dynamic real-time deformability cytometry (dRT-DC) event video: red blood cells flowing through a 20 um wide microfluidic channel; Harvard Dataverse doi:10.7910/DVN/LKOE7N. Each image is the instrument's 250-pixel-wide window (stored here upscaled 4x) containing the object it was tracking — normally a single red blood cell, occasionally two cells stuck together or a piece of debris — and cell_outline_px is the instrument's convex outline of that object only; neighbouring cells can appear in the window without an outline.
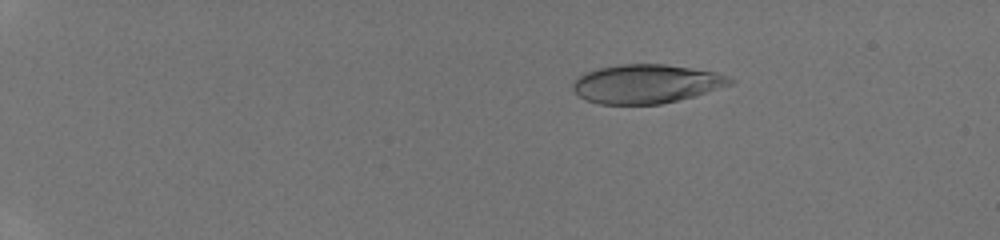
{"species": "human", "species_latin": "Homo sapiens", "temperature_condition": "room temperature", "stored_images_in_passage": 39, "camera_frame_rate_fps": 3000, "um_per_image_px": 0.085, "donor": {"sex": "male"}, "frame": {"image": 1, "passage_image": 2, "time_ms": 0.333, "image_size_px": [1000, 240], "cell_outline_px": [[736, 80], [732, 84], [692, 96], [660, 104], [600, 104], [588, 100], [580, 96], [572, 88], [572, 84], [576, 76], [584, 72], [596, 68], [620, 64], [664, 64], [716, 72], [728, 76]], "centroid_in_image_um": [54.89, 7.11], "position_along_channel_um": 30.1, "area_um2": 35.49}}
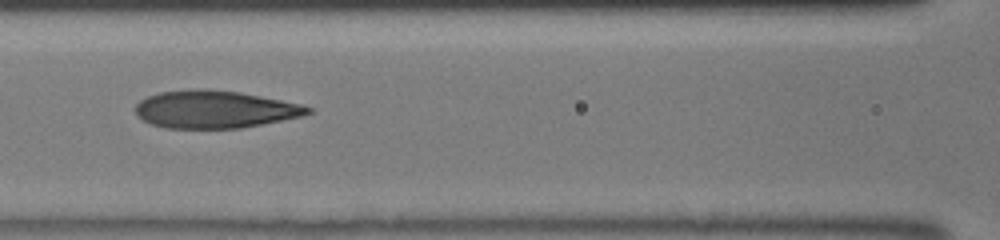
{"frame": {"image": 2, "passage_image": 17, "time_ms": 5.333, "image_size_px": [1000, 240], "cell_outline_px": [[312, 112], [300, 116], [240, 128], [164, 128], [152, 124], [136, 116], [136, 104], [140, 100], [148, 96], [160, 92], [196, 88], [208, 88], [240, 92], [300, 104], [312, 108]], "centroid_in_image_um": [18.2, 9.28], "position_along_channel_um": 148.4, "area_um2": 37.57}}
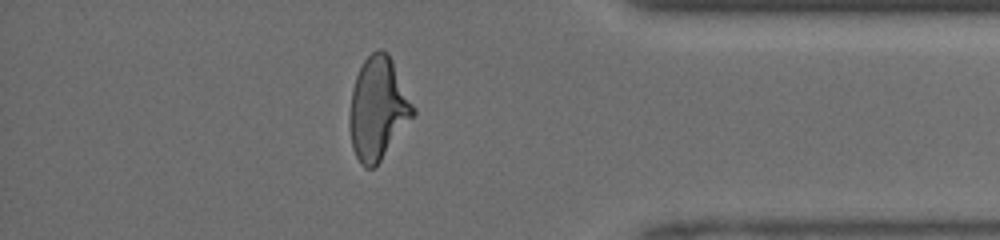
{"frame": {"image": 3, "passage_image": 34, "time_ms": 11.0, "image_size_px": [1000, 240], "cell_outline_px": [[416, 116], [380, 160], [372, 168], [364, 168], [360, 164], [352, 148], [348, 124], [348, 116], [352, 88], [356, 76], [364, 60], [372, 52], [380, 48], [388, 52], [416, 108]], "centroid_in_image_um": [32.13, 9.23], "position_along_channel_um": 403.1, "area_um2": 38.38}}